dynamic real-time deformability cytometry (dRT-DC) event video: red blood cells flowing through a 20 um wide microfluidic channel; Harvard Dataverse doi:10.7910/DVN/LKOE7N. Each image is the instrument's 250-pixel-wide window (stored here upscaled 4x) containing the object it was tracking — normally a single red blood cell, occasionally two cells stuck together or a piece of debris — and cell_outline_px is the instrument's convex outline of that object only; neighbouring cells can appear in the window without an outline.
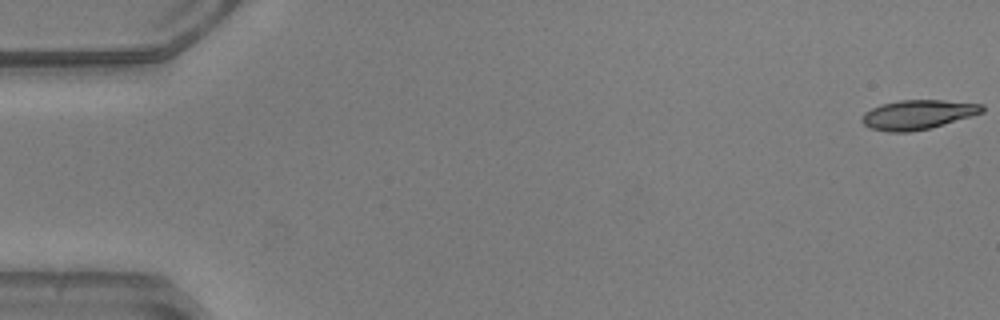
{"species": "common noctule bat (a hibernating species)", "species_latin": "Nyctalus noctula", "temperature_condition": "warm", "stored_images_in_passage": 52, "camera_frame_rate_fps": 3000, "um_per_image_px": 0.085, "animal": {"sex": "male", "body_mass_g": 20.5, "forearm_length_mm": 52.5}, "frame": {"image": 1, "passage_image": 1, "time_ms": 0.0, "image_size_px": [1000, 320], "cell_outline_px": [[984, 112], [972, 116], [928, 128], [908, 132], [888, 132], [872, 128], [864, 124], [860, 120], [864, 112], [872, 108], [884, 104], [900, 100], [944, 100], [984, 104]], "centroid_in_image_um": [78.03, 9.73], "position_along_channel_um": 7.0, "area_um2": 20.4}}
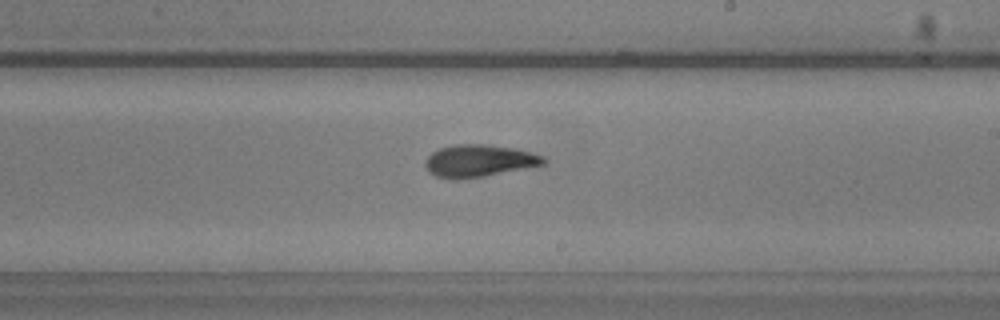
{"frame": {"image": 2, "passage_image": 31, "time_ms": 10.0, "image_size_px": [1000, 320], "cell_outline_px": [[548, 160], [544, 164], [484, 176], [460, 180], [452, 180], [436, 176], [428, 172], [424, 164], [424, 160], [432, 152], [440, 148], [456, 144], [484, 144], [516, 148], [544, 156]], "centroid_in_image_um": [40.68, 13.67], "position_along_channel_um": 248.3, "area_um2": 22.37}}
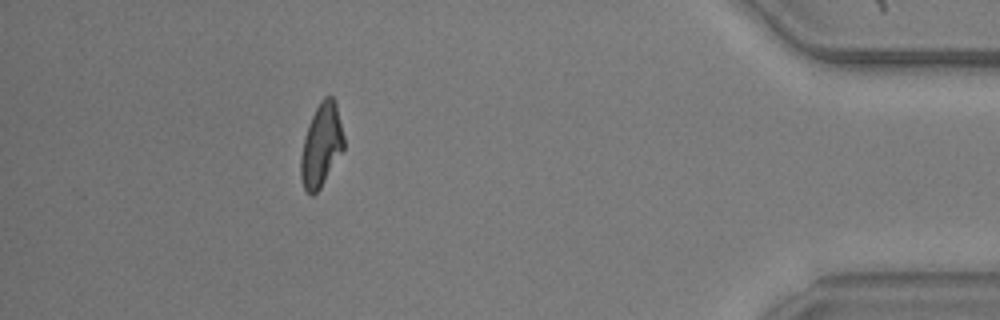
{"frame": {"image": 3, "passage_image": 47, "time_ms": 15.333, "image_size_px": [1000, 320], "cell_outline_px": [[344, 148], [320, 188], [312, 196], [304, 188], [300, 176], [300, 156], [304, 136], [308, 124], [320, 100], [324, 96], [332, 96], [336, 104], [344, 136]], "centroid_in_image_um": [27.29, 12.33], "position_along_channel_um": 407.9, "area_um2": 20.69}, "authors_computed_cell_mechanics": {"area_um2": 21.4149, "velocity_mm_per_s": 3.9384, "shape_relaxation_time_tau1_ms": 4.5836, "shape_relaxation_time_tau2_ms": 3.8205, "deformation_change_tau1": 0.2023, "deformation_change_tau2": 0.1209}}